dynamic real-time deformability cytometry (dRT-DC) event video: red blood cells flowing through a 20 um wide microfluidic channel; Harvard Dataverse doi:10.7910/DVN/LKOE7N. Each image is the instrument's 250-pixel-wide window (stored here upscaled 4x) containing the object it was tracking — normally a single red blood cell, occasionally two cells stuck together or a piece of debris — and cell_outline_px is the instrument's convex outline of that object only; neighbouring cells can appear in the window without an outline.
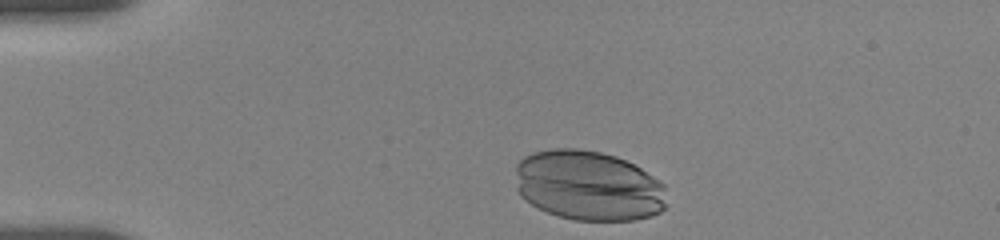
{"species": "human", "species_latin": "Homo sapiens", "temperature_condition": "room temperature", "stored_images_in_passage": 9, "camera_frame_rate_fps": 3000, "um_per_image_px": 0.085, "donor": {"sex": "female"}, "frame": {"image": 1, "passage_image": 1, "time_ms": 0.0, "image_size_px": [1000, 240], "cell_outline_px": [[664, 208], [660, 212], [652, 216], [636, 220], [576, 220], [560, 216], [548, 212], [524, 200], [520, 196], [516, 188], [516, 164], [524, 156], [532, 152], [552, 148], [576, 148], [600, 152], [616, 156], [640, 168], [664, 184]], "centroid_in_image_um": [49.98, 15.77], "position_along_channel_um": 35.0, "area_um2": 61.85}}